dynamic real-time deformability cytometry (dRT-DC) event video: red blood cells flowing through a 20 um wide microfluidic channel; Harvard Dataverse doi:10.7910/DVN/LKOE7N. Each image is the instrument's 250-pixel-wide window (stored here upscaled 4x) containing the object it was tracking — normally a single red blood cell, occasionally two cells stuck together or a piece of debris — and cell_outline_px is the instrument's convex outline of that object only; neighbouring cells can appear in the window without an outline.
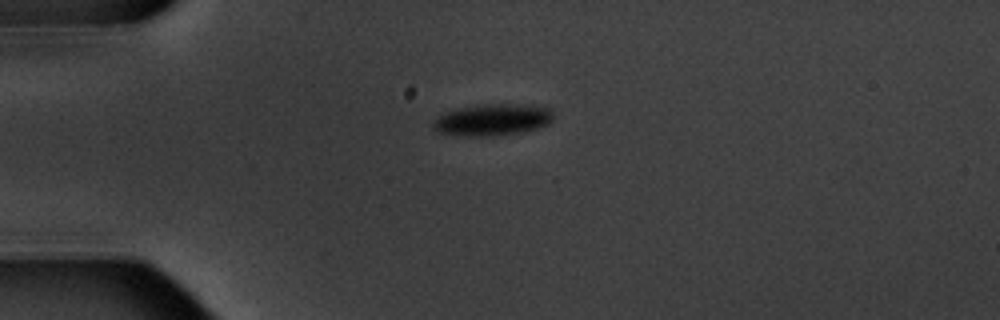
{"species": "common noctule bat (a hibernating species)", "species_latin": "Nyctalus noctula", "temperature_condition": "warm", "stored_images_in_passage": 3, "camera_frame_rate_fps": 3000, "um_per_image_px": 0.085, "animal": {"sex": "male", "body_mass_g": 20.1, "forearm_length_mm": 53.5}, "frame": {"image": 1, "passage_image": 1, "time_ms": 0.0, "image_size_px": [1000, 320], "cell_outline_px": [[552, 120], [548, 124], [524, 132], [492, 136], [468, 136], [436, 132], [432, 128], [432, 120], [436, 116], [444, 112], [456, 108], [480, 104], [536, 104], [548, 108], [552, 112]], "centroid_in_image_um": [41.82, 10.17], "position_along_channel_um": 43.2, "area_um2": 22.66}}